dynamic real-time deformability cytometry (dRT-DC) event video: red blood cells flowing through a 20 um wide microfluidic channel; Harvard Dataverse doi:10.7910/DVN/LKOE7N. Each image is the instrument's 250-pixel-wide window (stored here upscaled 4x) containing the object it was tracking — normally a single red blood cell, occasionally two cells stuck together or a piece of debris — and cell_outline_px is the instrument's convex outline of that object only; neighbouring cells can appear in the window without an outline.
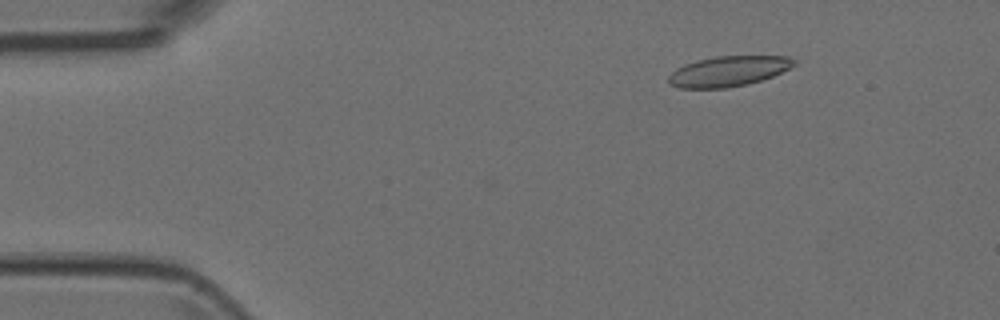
{"species": "Egyptian fruit bat (a non-hibernating species)", "species_latin": "Rousettus aegyptiacus", "temperature_condition": "room temperature", "stored_images_in_passage": 6, "camera_frame_rate_fps": 3000, "um_per_image_px": 0.085, "animal": {"sex": "female"}, "frame": {"image": 1, "passage_image": 3, "time_ms": 0.667, "image_size_px": [1000, 320], "cell_outline_px": [[796, 64], [772, 76], [760, 80], [744, 84], [724, 88], [676, 88], [668, 84], [668, 76], [676, 68], [684, 64], [696, 60], [716, 56], [788, 56], [796, 60]], "centroid_in_image_um": [61.85, 6.05], "position_along_channel_um": 23.1, "area_um2": 22.08}}
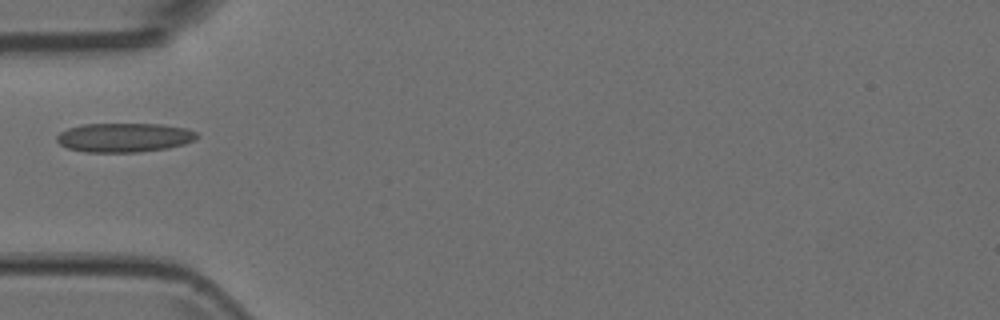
{"frame": {"image": 2, "passage_image": 6, "time_ms": 1.667, "image_size_px": [1000, 320], "cell_outline_px": [[196, 136], [192, 140], [184, 144], [168, 148], [136, 152], [84, 152], [68, 148], [60, 144], [56, 140], [56, 136], [60, 132], [68, 128], [80, 124], [160, 124], [188, 128], [196, 132]], "centroid_in_image_um": [10.52, 11.68], "position_along_channel_um": 74.5, "area_um2": 23.76}}